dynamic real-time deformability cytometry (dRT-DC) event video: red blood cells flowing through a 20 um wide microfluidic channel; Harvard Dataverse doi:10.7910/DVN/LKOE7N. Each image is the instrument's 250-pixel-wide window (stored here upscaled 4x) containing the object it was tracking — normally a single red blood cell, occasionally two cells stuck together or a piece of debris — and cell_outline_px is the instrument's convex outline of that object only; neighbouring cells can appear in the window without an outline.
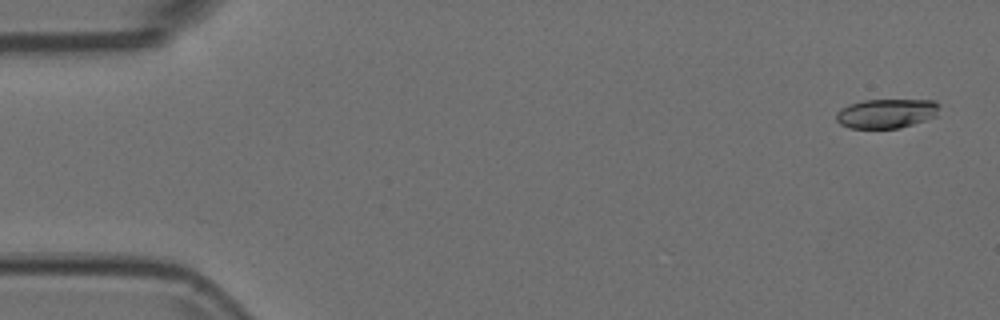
{"species": "Egyptian fruit bat (a non-hibernating species)", "species_latin": "Rousettus aegyptiacus", "temperature_condition": "room temperature", "stored_images_in_passage": 54, "camera_frame_rate_fps": 3000, "um_per_image_px": 0.085, "animal": {"sex": "female"}, "frame": {"image": 1, "passage_image": 2, "time_ms": 0.333, "image_size_px": [1000, 320], "cell_outline_px": [[940, 104], [936, 116], [900, 128], [848, 128], [840, 124], [836, 120], [836, 112], [840, 108], [848, 104], [864, 100], [932, 100]], "centroid_in_image_um": [75.31, 9.64], "position_along_channel_um": 9.7, "area_um2": 17.69}}
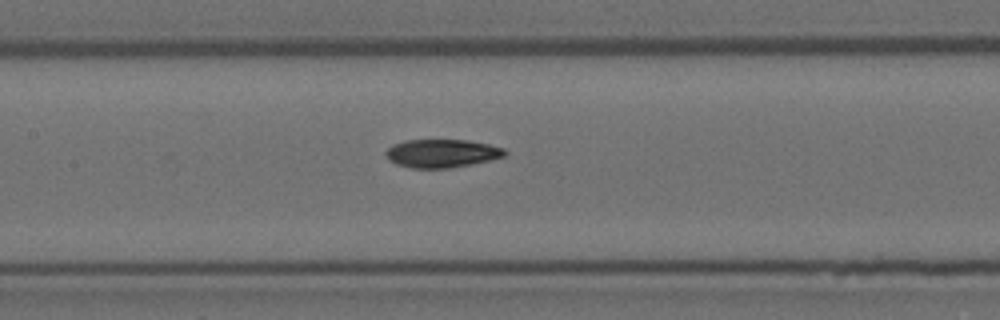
{"frame": {"image": 2, "passage_image": 25, "time_ms": 8.0, "image_size_px": [1000, 320], "cell_outline_px": [[508, 152], [504, 156], [488, 160], [448, 168], [412, 168], [396, 164], [388, 160], [384, 152], [392, 144], [404, 140], [468, 140], [488, 144], [504, 148]], "centroid_in_image_um": [37.51, 13.02], "position_along_channel_um": 169.9, "area_um2": 19.54}}
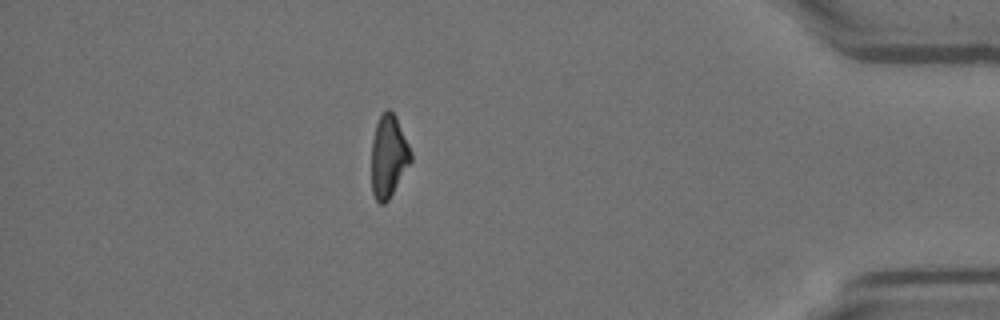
{"frame": {"image": 3, "passage_image": 47, "time_ms": 15.333, "image_size_px": [1000, 320], "cell_outline_px": [[412, 160], [388, 200], [384, 204], [380, 204], [376, 200], [372, 192], [372, 140], [376, 124], [380, 116], [388, 108], [396, 116], [412, 152]], "centroid_in_image_um": [33.03, 13.28], "position_along_channel_um": 402.2, "area_um2": 18.73}}